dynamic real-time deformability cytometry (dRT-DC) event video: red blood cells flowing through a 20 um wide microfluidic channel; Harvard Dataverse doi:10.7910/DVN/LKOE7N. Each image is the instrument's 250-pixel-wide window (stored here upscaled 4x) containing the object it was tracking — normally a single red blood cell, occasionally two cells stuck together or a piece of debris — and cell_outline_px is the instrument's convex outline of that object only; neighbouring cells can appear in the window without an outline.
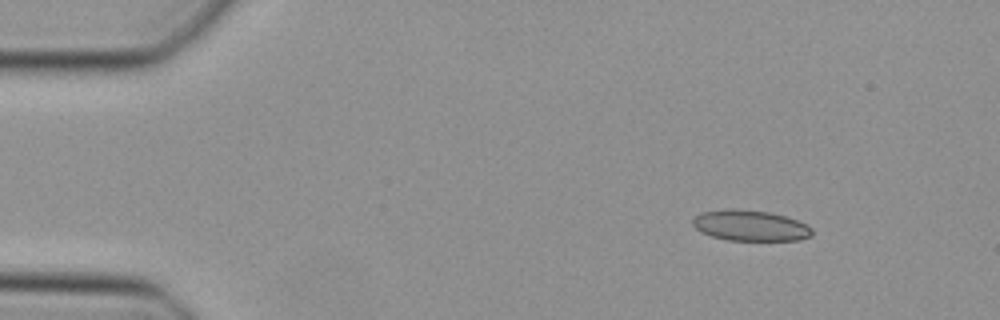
{"species": "Egyptian fruit bat (a non-hibernating species)", "species_latin": "Rousettus aegyptiacus", "temperature_condition": "cold", "stored_images_in_passage": 43, "camera_frame_rate_fps": 3000, "um_per_image_px": 0.085, "animal": {"sex": "female"}, "frame": {"image": 1, "passage_image": 1, "time_ms": 0.0, "image_size_px": [1000, 320], "cell_outline_px": [[812, 236], [800, 240], [728, 240], [712, 236], [700, 232], [692, 224], [692, 220], [700, 212], [732, 208], [768, 212], [784, 216], [808, 224], [812, 228]], "centroid_in_image_um": [63.77, 19.17], "position_along_channel_um": 21.2, "area_um2": 21.39}}
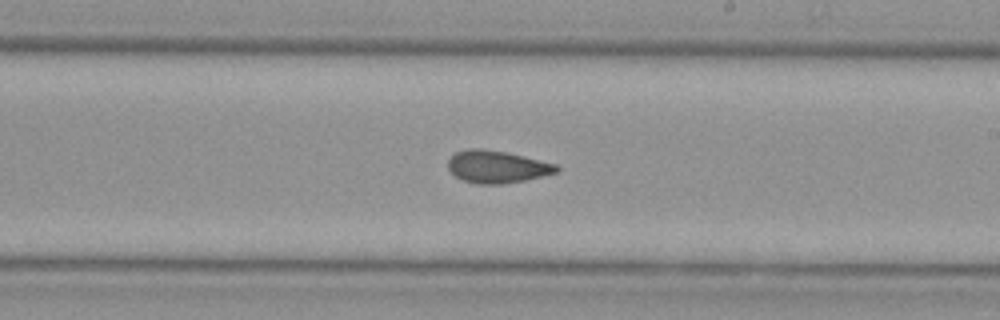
{"frame": {"image": 2, "passage_image": 23, "time_ms": 7.333, "image_size_px": [1000, 320], "cell_outline_px": [[560, 168], [556, 172], [524, 180], [504, 184], [476, 184], [464, 180], [456, 176], [448, 168], [448, 160], [456, 152], [468, 148], [484, 148], [508, 152], [556, 164]], "centroid_in_image_um": [42.22, 14.16], "position_along_channel_um": 246.8, "area_um2": 20.4}}
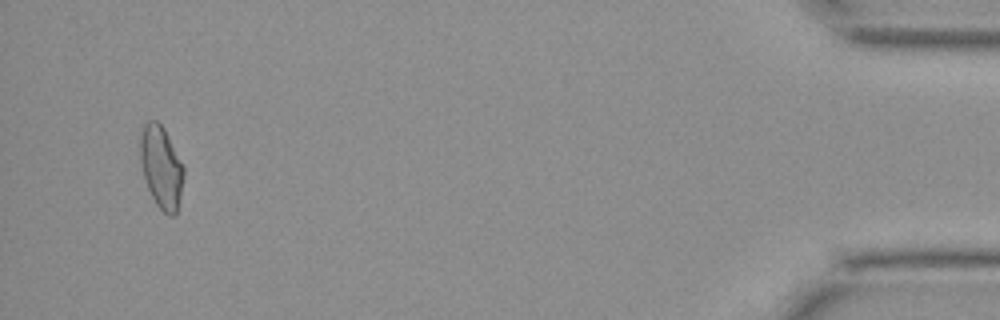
{"frame": {"image": 3, "passage_image": 41, "time_ms": 13.333, "image_size_px": [1000, 320], "cell_outline_px": [[184, 176], [180, 196], [176, 212], [172, 216], [168, 216], [156, 204], [148, 188], [144, 176], [140, 160], [140, 136], [144, 124], [148, 120], [156, 120], [164, 128], [184, 168]], "centroid_in_image_um": [13.69, 14.19], "position_along_channel_um": 421.5, "area_um2": 20.58}}